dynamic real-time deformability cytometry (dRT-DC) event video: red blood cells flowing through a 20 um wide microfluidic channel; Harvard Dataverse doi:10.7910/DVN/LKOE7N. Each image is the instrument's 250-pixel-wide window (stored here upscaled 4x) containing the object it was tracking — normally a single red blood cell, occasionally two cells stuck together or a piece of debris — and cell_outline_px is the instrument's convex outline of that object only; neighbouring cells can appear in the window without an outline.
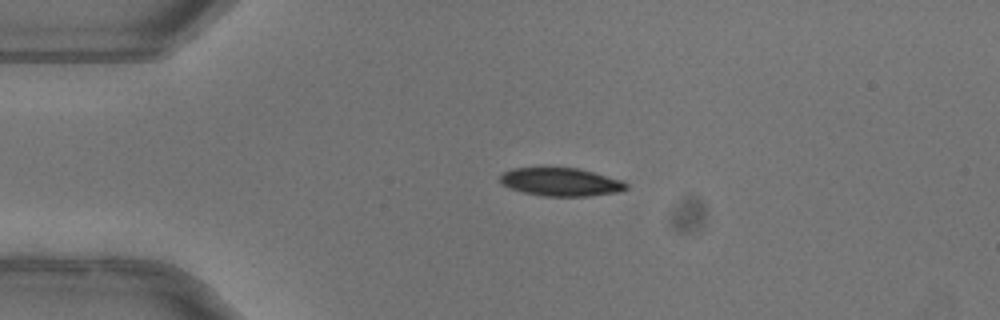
{"species": "common noctule bat (a hibernating species)", "species_latin": "Nyctalus noctula", "temperature_condition": "warm", "stored_images_in_passage": 38, "camera_frame_rate_fps": 3000, "um_per_image_px": 0.085, "animal": {"sex": "female"}, "frame": {"image": 1, "passage_image": 1, "time_ms": 0.0, "image_size_px": [1000, 320], "cell_outline_px": [[628, 188], [616, 192], [588, 196], [544, 196], [524, 192], [500, 184], [500, 176], [504, 172], [512, 168], [580, 168], [624, 180], [628, 184]], "centroid_in_image_um": [47.7, 15.46], "position_along_channel_um": 37.3, "area_um2": 20.69}}
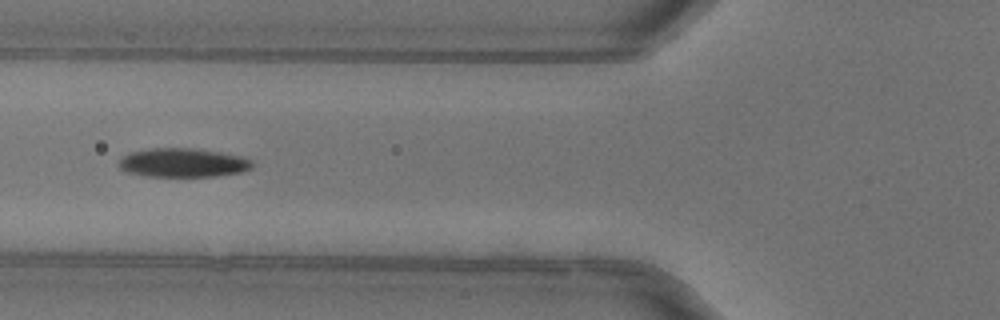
{"frame": {"image": 2, "passage_image": 9, "time_ms": 2.667, "image_size_px": [1000, 320], "cell_outline_px": [[252, 168], [240, 172], [216, 176], [148, 176], [128, 172], [120, 168], [120, 160], [128, 152], [152, 148], [192, 148], [220, 152], [240, 156], [252, 160]], "centroid_in_image_um": [15.56, 13.82], "position_along_channel_um": 110.2, "area_um2": 22.25}}
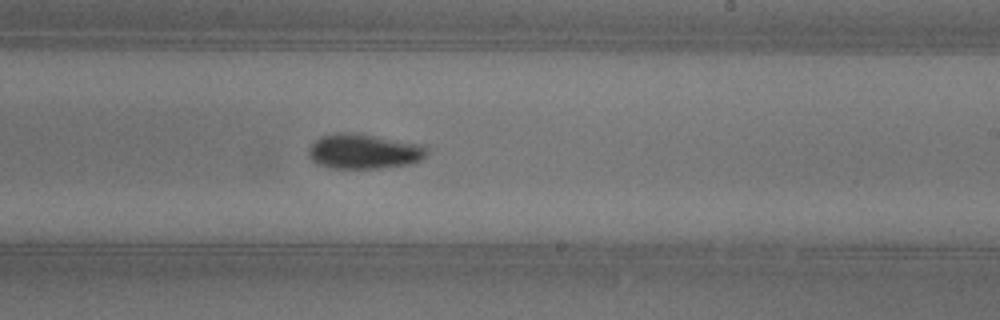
{"frame": {"image": 3, "passage_image": 20, "time_ms": 6.333, "image_size_px": [1000, 320], "cell_outline_px": [[428, 152], [420, 160], [412, 164], [380, 168], [332, 168], [320, 164], [312, 160], [308, 156], [308, 148], [320, 136], [336, 132], [360, 132], [424, 144], [428, 148]], "centroid_in_image_um": [30.97, 12.84], "position_along_channel_um": 258.0, "area_um2": 24.62}, "authors_computed_cell_mechanics": {"area_um2": 23.2645, "velocity_mm_per_s": 4.033, "shape_relaxation_time_tau1_ms": 4.4677, "shape_relaxation_time_tau2_ms": null, "deformation_change_tau1": 0.152, "deformation_change_tau2": null}}